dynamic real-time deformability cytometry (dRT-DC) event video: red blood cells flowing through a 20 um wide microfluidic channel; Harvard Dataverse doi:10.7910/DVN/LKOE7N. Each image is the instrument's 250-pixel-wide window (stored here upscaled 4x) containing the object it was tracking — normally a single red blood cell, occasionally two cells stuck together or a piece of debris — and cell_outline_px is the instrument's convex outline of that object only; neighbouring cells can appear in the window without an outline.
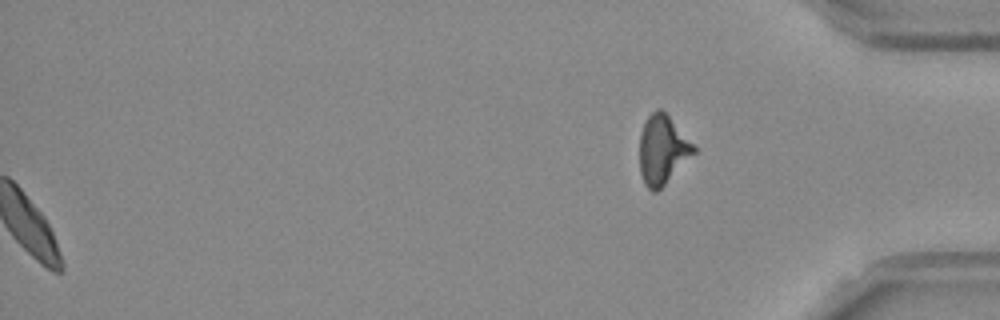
{"species": "Egyptian fruit bat (a non-hibernating species)", "species_latin": "Rousettus aegyptiacus", "temperature_condition": "room temperature", "stored_images_in_passage": 53, "segment_of_instrument_passage": [2, 2], "camera_frame_rate_fps": 3000, "um_per_image_px": 0.085, "frame": {"image": 1, "passage_image": 53, "time_ms": 17.333, "image_size_px": [1000, 320], "cell_outline_px": [[696, 152], [656, 192], [652, 192], [644, 184], [640, 172], [640, 132], [648, 116], [656, 108], [660, 108], [668, 116], [696, 148]], "centroid_in_image_um": [56.28, 12.74], "position_along_channel_um": 378.9, "area_um2": 21.33}}